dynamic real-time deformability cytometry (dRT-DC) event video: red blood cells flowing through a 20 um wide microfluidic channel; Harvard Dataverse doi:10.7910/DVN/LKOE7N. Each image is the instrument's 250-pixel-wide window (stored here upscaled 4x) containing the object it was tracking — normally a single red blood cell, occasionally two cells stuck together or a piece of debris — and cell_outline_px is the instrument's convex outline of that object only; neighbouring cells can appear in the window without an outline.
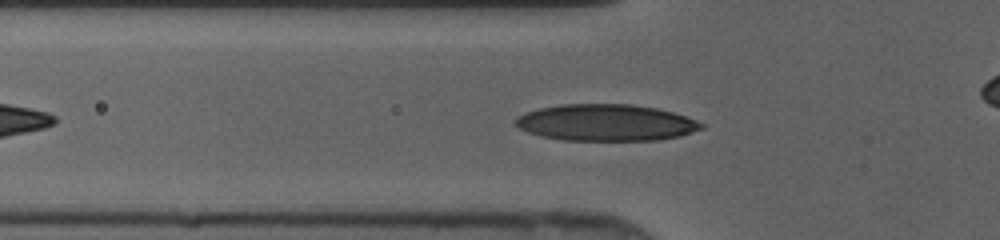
{"species": "human", "species_latin": "Homo sapiens", "temperature_condition": "cold", "stored_images_in_passage": 31, "camera_frame_rate_fps": 3000, "um_per_image_px": 0.085, "donor": {"sex": "female"}, "frame": {"image": 1, "passage_image": 6, "time_ms": 1.667, "image_size_px": [1000, 240], "cell_outline_px": [[704, 128], [680, 136], [660, 140], [564, 140], [540, 136], [528, 132], [520, 128], [512, 120], [516, 116], [524, 112], [540, 108], [560, 104], [628, 104], [656, 108], [672, 112], [696, 120], [704, 124]], "centroid_in_image_um": [51.47, 10.42], "position_along_channel_um": 74.3, "area_um2": 39.71}}
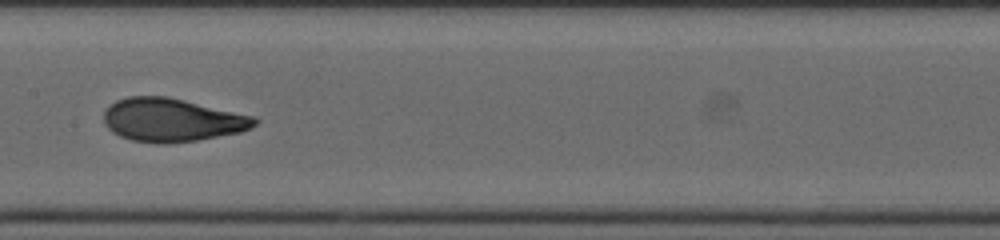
{"frame": {"image": 2, "passage_image": 14, "time_ms": 4.333, "image_size_px": [1000, 240], "cell_outline_px": [[260, 120], [252, 128], [240, 132], [196, 140], [168, 144], [156, 144], [132, 140], [120, 136], [112, 132], [104, 124], [104, 112], [116, 100], [128, 96], [168, 96], [256, 116]], "centroid_in_image_um": [14.64, 10.2], "position_along_channel_um": 192.8, "area_um2": 38.38}}
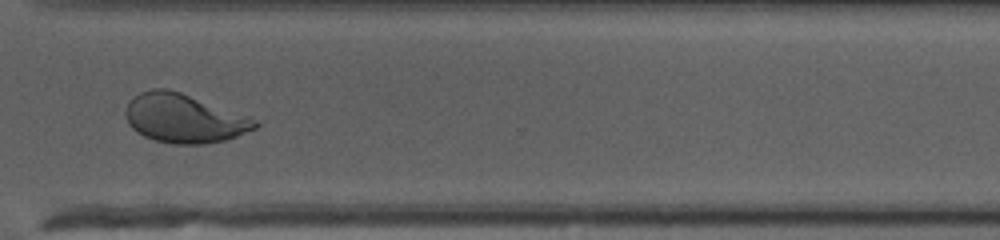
{"frame": {"image": 3, "passage_image": 25, "time_ms": 8.0, "image_size_px": [1000, 240], "cell_outline_px": [[260, 124], [256, 128], [236, 136], [224, 140], [204, 144], [172, 144], [156, 140], [144, 136], [136, 132], [128, 124], [124, 112], [128, 104], [140, 92], [152, 88], [168, 88], [252, 116]], "centroid_in_image_um": [15.66, 10.06], "position_along_channel_um": 354.9, "area_um2": 36.99}}